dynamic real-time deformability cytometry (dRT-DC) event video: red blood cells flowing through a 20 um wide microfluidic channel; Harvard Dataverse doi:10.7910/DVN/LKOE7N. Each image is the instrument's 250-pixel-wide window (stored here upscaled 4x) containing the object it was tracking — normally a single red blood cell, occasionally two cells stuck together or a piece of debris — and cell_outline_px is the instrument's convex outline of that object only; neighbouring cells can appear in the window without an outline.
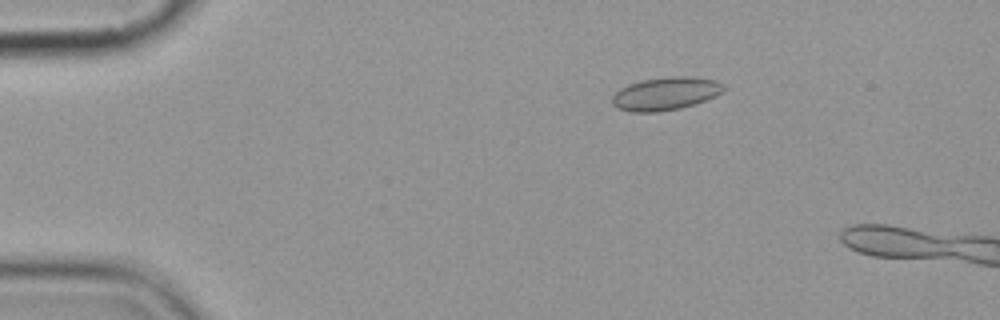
{"species": "common noctule bat (a hibernating species)", "species_latin": "Nyctalus noctula", "temperature_condition": "cold", "stored_images_in_passage": 4, "camera_frame_rate_fps": 3000, "um_per_image_px": 0.085, "animal": {"sex": "female", "body_mass_g": 19.9}, "frame": {"image": 1, "passage_image": 2, "time_ms": 1.333, "image_size_px": [1000, 320], "cell_outline_px": [[728, 88], [724, 92], [716, 96], [680, 108], [656, 112], [632, 112], [616, 108], [612, 104], [612, 96], [620, 88], [628, 84], [640, 80], [672, 76], [688, 76], [716, 80], [724, 84]], "centroid_in_image_um": [56.58, 7.95], "position_along_channel_um": 28.4, "area_um2": 21.62}}